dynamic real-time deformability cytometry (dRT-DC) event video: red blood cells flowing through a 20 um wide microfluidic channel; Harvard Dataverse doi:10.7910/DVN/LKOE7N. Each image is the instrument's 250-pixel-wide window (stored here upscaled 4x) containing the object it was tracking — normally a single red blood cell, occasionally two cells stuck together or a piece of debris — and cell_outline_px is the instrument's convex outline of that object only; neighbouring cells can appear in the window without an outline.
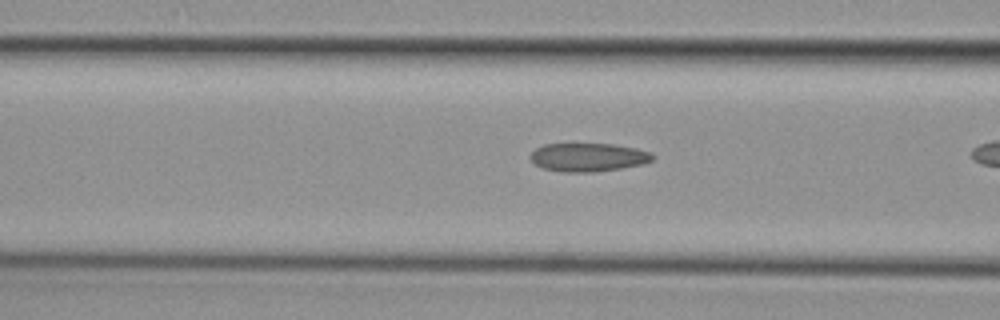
{"species": "common noctule bat (a hibernating species)", "species_latin": "Nyctalus noctula", "temperature_condition": "cold", "stored_images_in_passage": 7, "camera_frame_rate_fps": 3000, "um_per_image_px": 0.085, "animal": {"sex": "female", "body_mass_g": 29.2, "forearm_length_mm": 56.3}, "frame": {"image": 1, "passage_image": 6, "time_ms": 1.667, "image_size_px": [1000, 320], "cell_outline_px": [[656, 156], [652, 160], [644, 164], [596, 172], [564, 172], [544, 168], [536, 164], [528, 156], [536, 148], [544, 144], [612, 144], [636, 148], [652, 152]], "centroid_in_image_um": [50.03, 13.36], "position_along_channel_um": 116.6, "area_um2": 20.29}}